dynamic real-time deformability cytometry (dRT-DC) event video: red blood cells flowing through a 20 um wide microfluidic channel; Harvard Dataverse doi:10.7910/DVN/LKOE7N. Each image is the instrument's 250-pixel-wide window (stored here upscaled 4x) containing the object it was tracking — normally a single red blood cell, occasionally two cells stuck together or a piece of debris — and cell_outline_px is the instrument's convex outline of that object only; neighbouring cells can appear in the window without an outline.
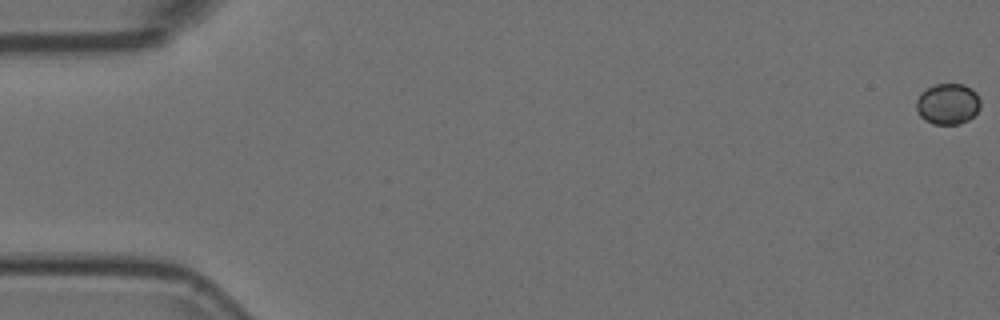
{"species": "Egyptian fruit bat (a non-hibernating species)", "species_latin": "Rousettus aegyptiacus", "temperature_condition": "room temperature", "stored_images_in_passage": 12, "camera_frame_rate_fps": 3000, "um_per_image_px": 0.085, "animal": {"sex": "female"}, "frame": {"image": 1, "passage_image": 1, "time_ms": 0.0, "image_size_px": [1000, 320], "cell_outline_px": [[980, 108], [968, 120], [960, 124], [932, 124], [924, 120], [920, 116], [916, 108], [916, 100], [920, 92], [936, 84], [964, 84], [972, 88], [976, 92], [980, 100]], "centroid_in_image_um": [80.55, 8.83], "position_along_channel_um": 4.4, "area_um2": 15.43}}